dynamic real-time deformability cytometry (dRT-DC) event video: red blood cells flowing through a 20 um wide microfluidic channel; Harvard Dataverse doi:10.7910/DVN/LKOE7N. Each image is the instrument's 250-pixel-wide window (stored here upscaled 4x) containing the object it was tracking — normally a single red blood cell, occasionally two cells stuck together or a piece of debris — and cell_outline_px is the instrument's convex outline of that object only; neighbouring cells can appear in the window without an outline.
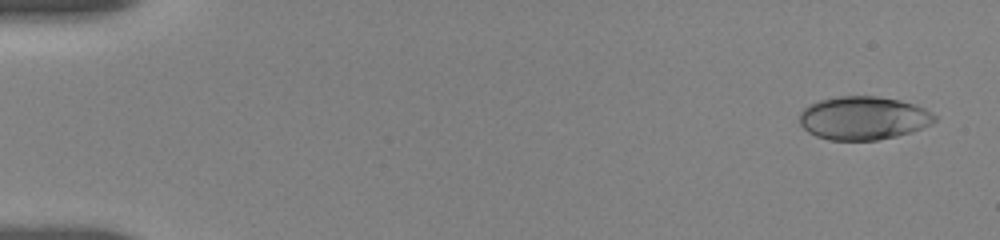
{"species": "human", "species_latin": "Homo sapiens", "temperature_condition": "room temperature", "stored_images_in_passage": 12, "camera_frame_rate_fps": 3000, "um_per_image_px": 0.085, "donor": {"sex": "female"}, "frame": {"image": 1, "passage_image": 1, "time_ms": 0.0, "image_size_px": [1000, 240], "cell_outline_px": [[936, 120], [912, 132], [896, 136], [876, 140], [828, 140], [816, 136], [808, 132], [800, 124], [800, 112], [804, 108], [820, 100], [840, 96], [876, 96], [900, 100], [916, 104], [924, 108], [936, 116]], "centroid_in_image_um": [73.38, 10.04], "position_along_channel_um": 11.6, "area_um2": 33.99}}
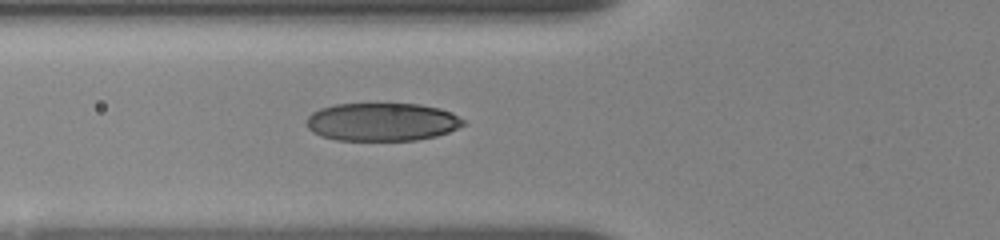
{"frame": {"image": 2, "passage_image": 8, "time_ms": 6.0, "image_size_px": [1000, 240], "cell_outline_px": [[468, 124], [448, 132], [436, 136], [416, 140], [336, 140], [320, 136], [312, 132], [308, 128], [308, 116], [312, 112], [320, 108], [336, 104], [420, 104], [440, 108], [452, 112], [464, 120]], "centroid_in_image_um": [32.5, 10.36], "position_along_channel_um": 93.3, "area_um2": 34.97}}
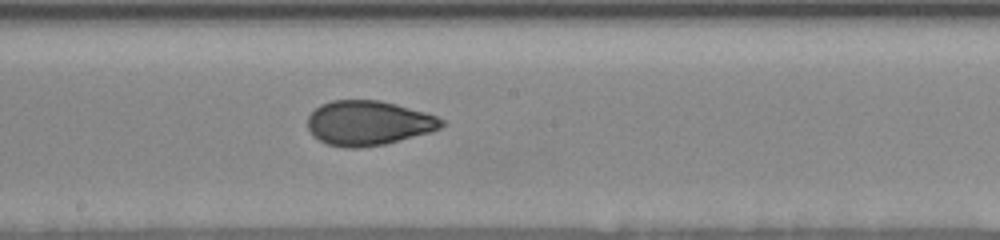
{"frame": {"image": 3, "passage_image": 12, "time_ms": 9.333, "image_size_px": [1000, 240], "cell_outline_px": [[448, 124], [432, 132], [384, 144], [360, 148], [344, 148], [328, 144], [312, 136], [308, 128], [308, 116], [320, 104], [332, 100], [380, 100], [396, 104], [424, 112], [436, 116], [444, 120]], "centroid_in_image_um": [31.32, 10.46], "position_along_channel_um": 216.9, "area_um2": 35.03}}